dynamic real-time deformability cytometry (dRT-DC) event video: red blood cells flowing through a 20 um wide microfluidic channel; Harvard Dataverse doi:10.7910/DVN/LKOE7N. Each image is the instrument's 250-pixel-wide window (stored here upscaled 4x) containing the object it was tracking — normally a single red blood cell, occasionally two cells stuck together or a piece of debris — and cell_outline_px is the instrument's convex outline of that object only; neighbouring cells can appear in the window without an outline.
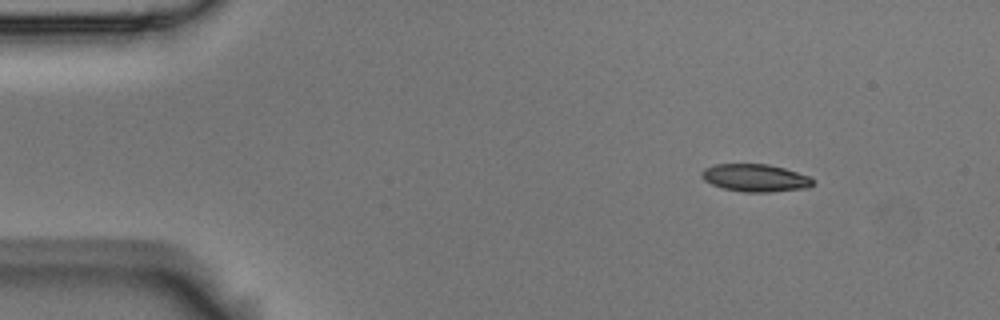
{"species": "Egyptian fruit bat (a non-hibernating species)", "species_latin": "Rousettus aegyptiacus", "temperature_condition": "room temperature", "stored_images_in_passage": 9, "camera_frame_rate_fps": 3000, "um_per_image_px": 0.085, "animal": {"sex": "male"}, "frame": {"image": 1, "passage_image": 1, "time_ms": 0.0, "image_size_px": [1000, 320], "cell_outline_px": [[816, 180], [808, 188], [768, 192], [744, 192], [724, 188], [712, 184], [704, 180], [700, 176], [700, 172], [704, 168], [716, 164], [768, 164], [784, 168], [808, 176]], "centroid_in_image_um": [64.19, 15.12], "position_along_channel_um": 20.8, "area_um2": 17.86}}
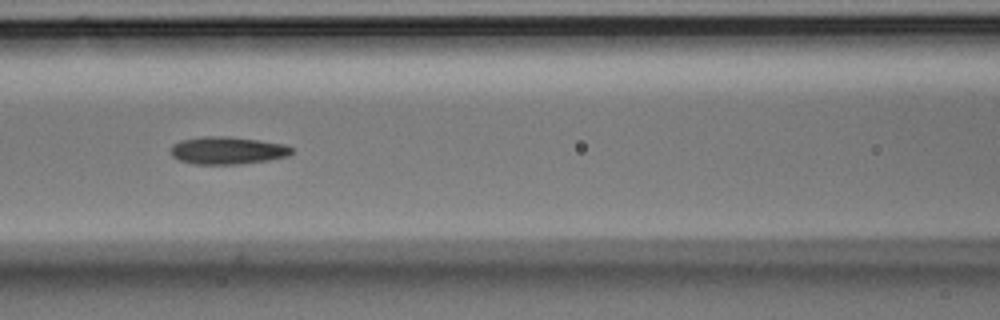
{"frame": {"image": 2, "passage_image": 6, "time_ms": 1.667, "image_size_px": [1000, 320], "cell_outline_px": [[292, 152], [288, 156], [268, 160], [240, 164], [192, 164], [180, 160], [172, 156], [172, 144], [180, 140], [200, 136], [228, 136], [260, 140], [284, 144], [292, 148]], "centroid_in_image_um": [19.32, 12.78], "position_along_channel_um": 147.3, "area_um2": 19.48}}
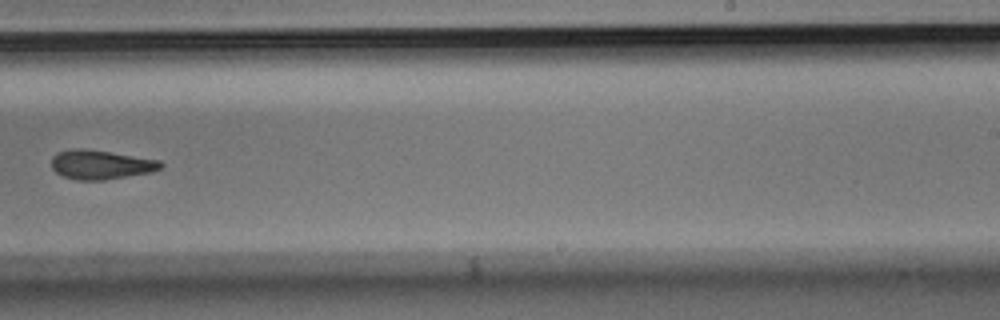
{"frame": {"image": 3, "passage_image": 9, "time_ms": 2.667, "image_size_px": [1000, 320], "cell_outline_px": [[164, 164], [160, 168], [152, 172], [104, 180], [80, 180], [64, 176], [56, 172], [52, 168], [52, 156], [56, 152], [72, 148], [84, 148], [112, 152], [160, 160]], "centroid_in_image_um": [8.56, 13.98], "position_along_channel_um": 280.4, "area_um2": 18.67}}